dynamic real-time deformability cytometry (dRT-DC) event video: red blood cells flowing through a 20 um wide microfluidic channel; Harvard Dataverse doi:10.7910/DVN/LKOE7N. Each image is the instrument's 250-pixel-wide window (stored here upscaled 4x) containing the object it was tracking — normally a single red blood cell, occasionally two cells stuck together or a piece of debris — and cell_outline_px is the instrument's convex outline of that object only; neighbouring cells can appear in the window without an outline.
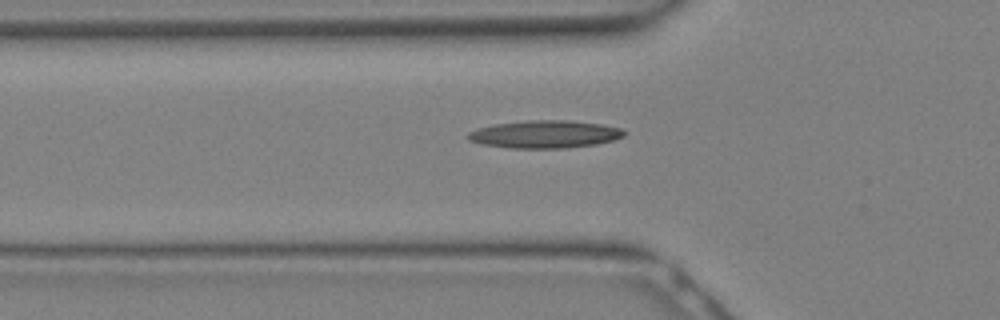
{"species": "Egyptian fruit bat (a non-hibernating species)", "species_latin": "Rousettus aegyptiacus", "temperature_condition": "warm", "stored_images_in_passage": 22, "camera_frame_rate_fps": 3000, "um_per_image_px": 0.085, "animal": {"sex": "female"}, "frame": {"image": 1, "passage_image": 4, "time_ms": 1.0, "image_size_px": [1000, 320], "cell_outline_px": [[624, 136], [616, 140], [596, 144], [568, 148], [508, 148], [484, 144], [468, 140], [464, 136], [468, 132], [476, 128], [496, 124], [528, 120], [568, 120], [600, 124], [620, 128], [624, 132]], "centroid_in_image_um": [46.28, 11.41], "position_along_channel_um": 79.5, "area_um2": 25.26}}
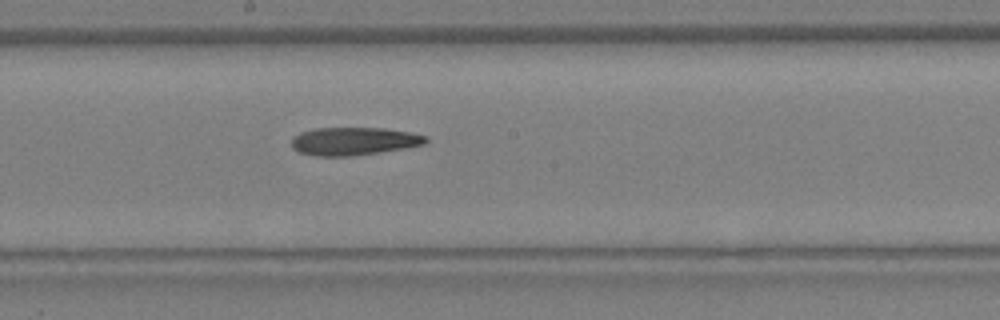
{"frame": {"image": 2, "passage_image": 10, "time_ms": 3.0, "image_size_px": [1000, 320], "cell_outline_px": [[428, 140], [424, 144], [404, 148], [352, 156], [316, 156], [300, 152], [292, 148], [292, 140], [300, 132], [316, 128], [384, 128], [408, 132], [428, 136]], "centroid_in_image_um": [30.08, 12.0], "position_along_channel_um": 218.1, "area_um2": 21.68}}
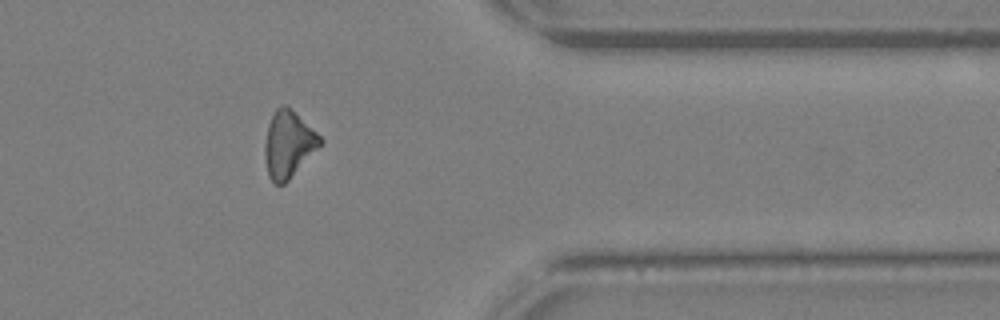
{"frame": {"image": 3, "passage_image": 18, "time_ms": 5.667, "image_size_px": [1000, 320], "cell_outline_px": [[324, 140], [288, 180], [284, 184], [276, 184], [268, 176], [264, 152], [264, 144], [268, 124], [276, 108], [284, 104], [316, 132]], "centroid_in_image_um": [24.47, 12.27], "position_along_channel_um": 386.9, "area_um2": 20.81}}